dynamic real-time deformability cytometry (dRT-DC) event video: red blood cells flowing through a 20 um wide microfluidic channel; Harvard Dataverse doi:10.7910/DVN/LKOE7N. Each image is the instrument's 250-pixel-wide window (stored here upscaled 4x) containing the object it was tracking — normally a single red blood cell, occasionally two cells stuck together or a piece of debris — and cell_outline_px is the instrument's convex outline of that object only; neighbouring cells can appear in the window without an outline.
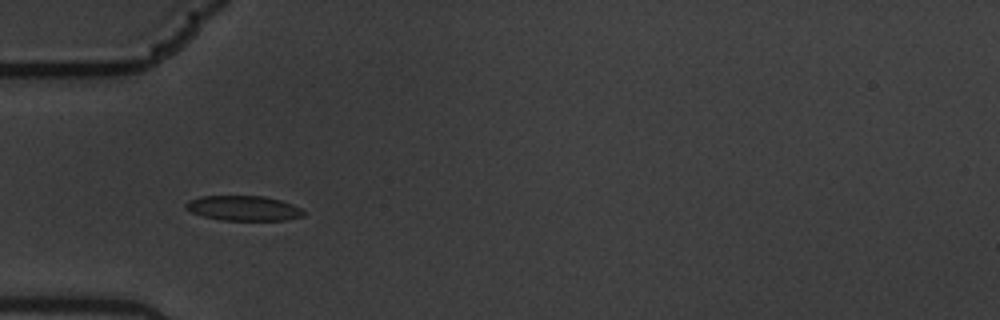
{"species": "common noctule bat (a hibernating species)", "species_latin": "Nyctalus noctula", "temperature_condition": "warm", "stored_images_in_passage": 7, "camera_frame_rate_fps": 3000, "um_per_image_px": 0.085, "animal": {"sex": "male", "body_mass_g": 19.5, "forearm_length_mm": 54.6}, "frame": {"image": 1, "passage_image": 6, "time_ms": 1.667, "image_size_px": [1000, 320], "cell_outline_px": [[304, 216], [284, 220], [220, 220], [204, 216], [192, 212], [184, 208], [184, 204], [188, 200], [200, 196], [264, 196], [280, 200], [292, 204], [300, 208], [304, 212]], "centroid_in_image_um": [20.67, 17.69], "position_along_channel_um": 64.3, "area_um2": 17.11}}
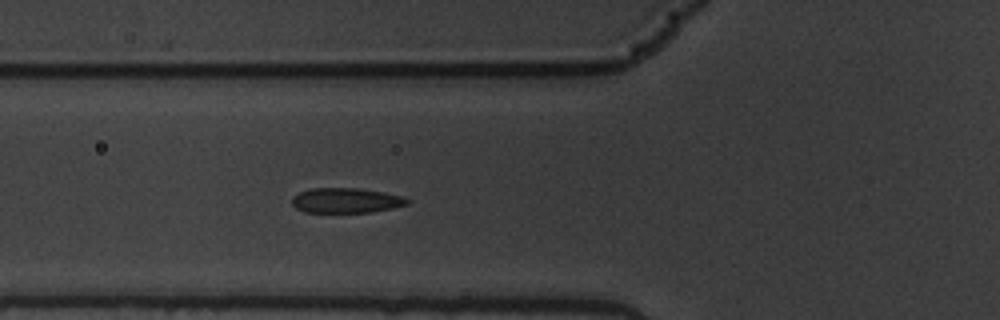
{"frame": {"image": 2, "passage_image": 7, "time_ms": 2.0, "image_size_px": [1000, 320], "cell_outline_px": [[408, 204], [392, 208], [372, 212], [304, 212], [296, 208], [292, 204], [292, 196], [300, 192], [312, 188], [360, 188], [384, 192], [404, 196], [408, 200]], "centroid_in_image_um": [29.41, 17.03], "position_along_channel_um": 96.4, "area_um2": 16.82}}